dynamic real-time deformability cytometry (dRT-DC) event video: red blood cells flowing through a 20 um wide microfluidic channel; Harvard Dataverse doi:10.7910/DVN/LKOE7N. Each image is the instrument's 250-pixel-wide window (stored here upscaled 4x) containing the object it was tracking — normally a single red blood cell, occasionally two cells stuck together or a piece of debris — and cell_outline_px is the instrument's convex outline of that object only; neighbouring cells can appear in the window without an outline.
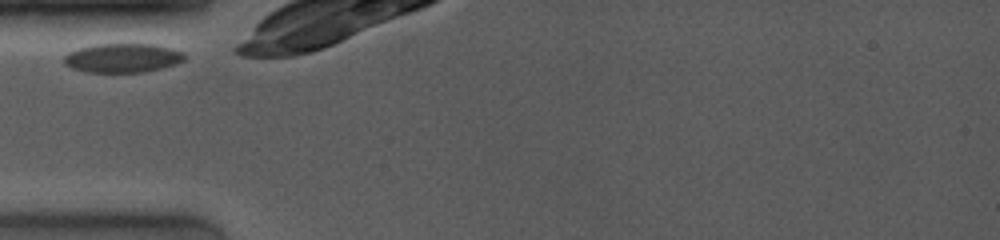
{"species": "common noctule bat (a hibernating species)", "species_latin": "Nyctalus noctula", "temperature_condition": "room temperature", "stored_images_in_passage": 5, "camera_frame_rate_fps": 4000, "um_per_image_px": 0.085, "animal": {"sex": "female", "body_mass_g": 19.0, "forearm_length_mm": 53.3}, "frame": {"image": 1, "passage_image": 1, "time_ms": 0.0, "image_size_px": [1000, 240], "cell_outline_px": [[188, 56], [184, 60], [176, 64], [144, 72], [88, 72], [72, 68], [64, 64], [64, 56], [68, 52], [80, 48], [96, 44], [156, 44], [172, 48], [184, 52]], "centroid_in_image_um": [10.46, 4.92], "position_along_channel_um": 74.5, "area_um2": 20.52}}